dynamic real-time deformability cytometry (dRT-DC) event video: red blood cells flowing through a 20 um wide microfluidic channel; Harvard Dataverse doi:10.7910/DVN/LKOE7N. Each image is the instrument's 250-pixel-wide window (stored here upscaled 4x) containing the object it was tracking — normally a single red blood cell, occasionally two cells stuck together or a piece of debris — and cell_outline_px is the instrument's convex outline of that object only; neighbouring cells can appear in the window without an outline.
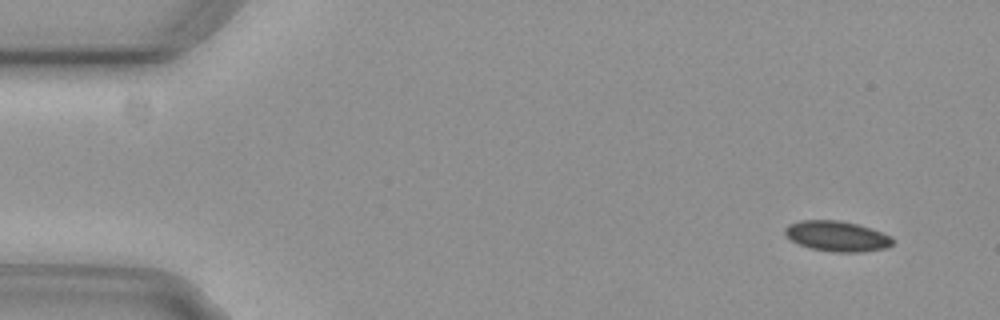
{"species": "common noctule bat (a hibernating species)", "species_latin": "Nyctalus noctula", "temperature_condition": "cold", "stored_images_in_passage": 5, "camera_frame_rate_fps": 3000, "um_per_image_px": 0.085, "animal": {"sex": "female", "body_mass_g": 29.2, "forearm_length_mm": 56.3}, "frame": {"image": 1, "passage_image": 1, "time_ms": 0.0, "image_size_px": [1000, 320], "cell_outline_px": [[896, 240], [888, 248], [860, 252], [832, 252], [808, 248], [792, 240], [784, 232], [784, 228], [788, 224], [800, 220], [840, 220], [872, 228], [892, 236]], "centroid_in_image_um": [71.18, 20.07], "position_along_channel_um": 13.8, "area_um2": 19.31}}
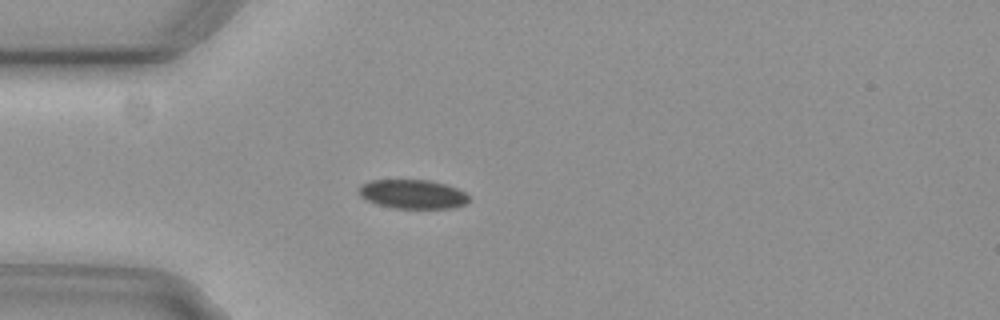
{"frame": {"image": 2, "passage_image": 4, "time_ms": 1.0, "image_size_px": [1000, 320], "cell_outline_px": [[468, 200], [464, 204], [452, 208], [392, 208], [376, 204], [360, 196], [356, 188], [360, 184], [372, 180], [432, 180], [448, 184], [464, 192], [468, 196]], "centroid_in_image_um": [35.03, 16.49], "position_along_channel_um": 50.0, "area_um2": 18.79}}